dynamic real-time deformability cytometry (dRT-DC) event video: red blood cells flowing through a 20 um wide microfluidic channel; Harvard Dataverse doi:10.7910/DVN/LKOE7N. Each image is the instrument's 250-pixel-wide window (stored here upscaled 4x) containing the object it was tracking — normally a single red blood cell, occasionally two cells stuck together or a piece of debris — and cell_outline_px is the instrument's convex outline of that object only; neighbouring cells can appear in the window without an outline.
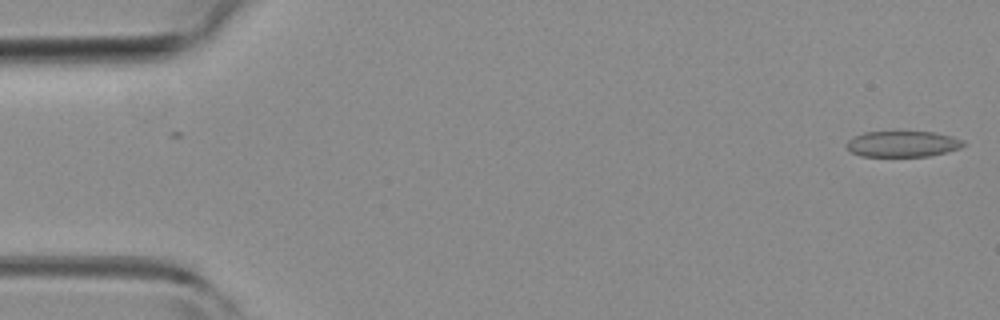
{"species": "common noctule bat (a hibernating species)", "species_latin": "Nyctalus noctula", "temperature_condition": "room temperature", "stored_images_in_passage": 48, "camera_frame_rate_fps": 3000, "um_per_image_px": 0.085, "animal": {"sex": "female", "body_mass_g": 19.3, "forearm_length_mm": 54.1}, "frame": {"image": 1, "passage_image": 1, "time_ms": 0.0, "image_size_px": [1000, 320], "cell_outline_px": [[964, 144], [960, 148], [928, 156], [860, 156], [852, 152], [844, 144], [848, 140], [864, 132], [932, 132], [952, 136], [964, 140]], "centroid_in_image_um": [76.71, 12.23], "position_along_channel_um": 8.3, "area_um2": 17.46}}
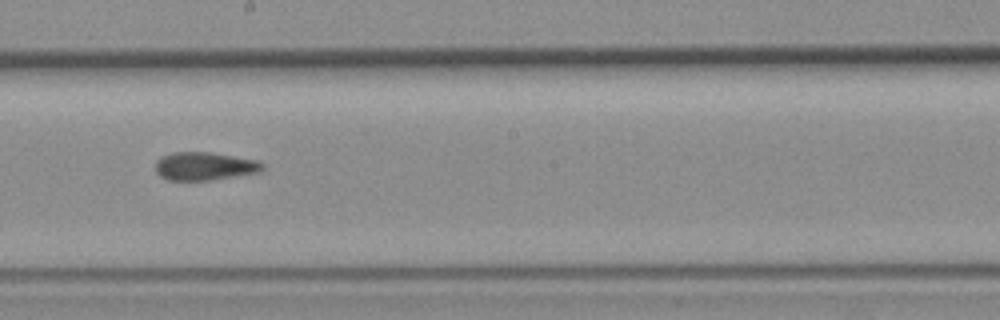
{"frame": {"image": 2, "passage_image": 26, "time_ms": 8.333, "image_size_px": [1000, 320], "cell_outline_px": [[264, 168], [260, 172], [212, 180], [168, 180], [160, 176], [156, 172], [156, 160], [172, 152], [212, 152], [260, 160], [264, 164]], "centroid_in_image_um": [17.43, 14.12], "position_along_channel_um": 230.8, "area_um2": 17.74}}
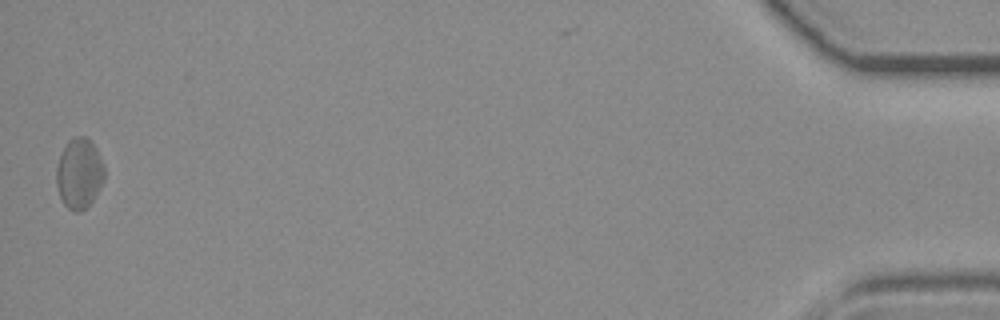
{"frame": {"image": 3, "passage_image": 47, "time_ms": 15.333, "image_size_px": [1000, 320], "cell_outline_px": [[104, 180], [100, 188], [92, 200], [80, 212], [76, 212], [68, 208], [64, 204], [60, 196], [56, 184], [56, 168], [60, 156], [68, 140], [76, 136], [84, 136], [96, 148], [104, 164]], "centroid_in_image_um": [6.73, 14.74], "position_along_channel_um": 428.5, "area_um2": 19.48}, "authors_computed_cell_mechanics": {"area_um2": 17.9758, "velocity_mm_per_s": 4.2764, "shape_relaxation_time_tau1_ms": null, "shape_relaxation_time_tau2_ms": 2.1342, "deformation_change_tau1": null, "deformation_change_tau2": 0.0863}}